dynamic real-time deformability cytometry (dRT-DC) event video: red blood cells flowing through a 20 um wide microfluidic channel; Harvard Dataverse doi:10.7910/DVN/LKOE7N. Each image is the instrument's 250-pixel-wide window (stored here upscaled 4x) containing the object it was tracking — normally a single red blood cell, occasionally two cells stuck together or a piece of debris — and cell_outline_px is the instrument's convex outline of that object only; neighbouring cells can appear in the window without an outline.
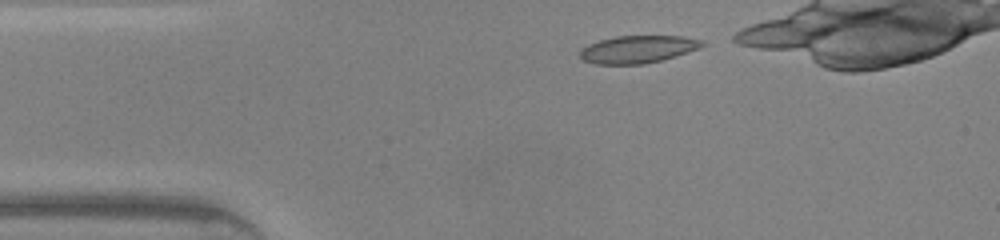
{"species": "common noctule bat (a hibernating species)", "species_latin": "Nyctalus noctula", "temperature_condition": "warm", "stored_images_in_passage": 12, "camera_frame_rate_fps": 3000, "um_per_image_px": 0.085, "animal": {"sex": "male", "body_mass_g": 20.0, "forearm_length_mm": 53.3}, "frame": {"image": 1, "passage_image": 1, "time_ms": 0.0, "image_size_px": [1000, 240], "cell_outline_px": [[704, 44], [700, 48], [660, 60], [644, 64], [596, 64], [584, 60], [580, 56], [580, 48], [588, 44], [600, 40], [616, 36], [684, 36], [704, 40]], "centroid_in_image_um": [54.2, 4.18], "position_along_channel_um": 30.8, "area_um2": 19.48}}
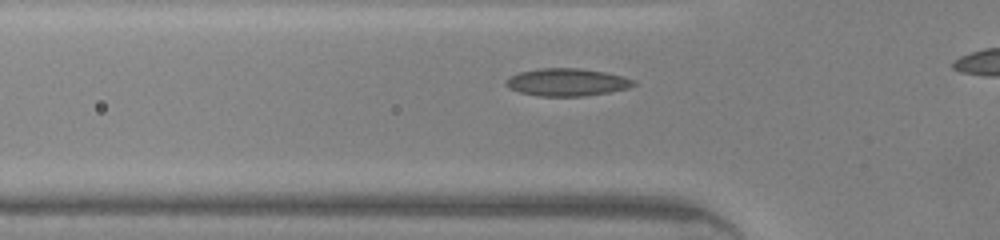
{"frame": {"image": 2, "passage_image": 7, "time_ms": 2.0, "image_size_px": [1000, 240], "cell_outline_px": [[636, 84], [628, 88], [608, 92], [584, 96], [536, 96], [520, 92], [508, 88], [504, 84], [504, 80], [508, 76], [520, 72], [540, 68], [580, 68], [604, 72], [624, 76], [636, 80]], "centroid_in_image_um": [48.16, 6.98], "position_along_channel_um": 77.6, "area_um2": 20.69}}
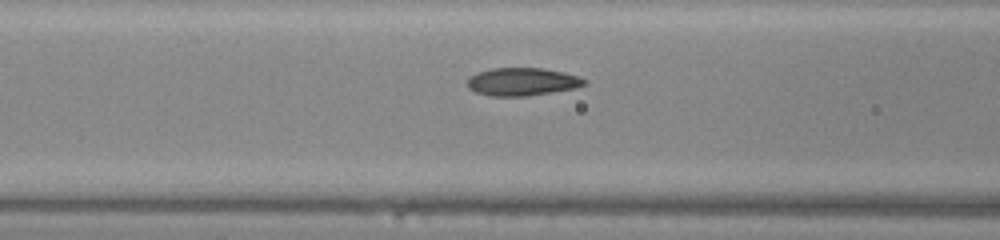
{"frame": {"image": 3, "passage_image": 10, "time_ms": 3.0, "image_size_px": [1000, 240], "cell_outline_px": [[588, 84], [576, 88], [528, 96], [492, 96], [476, 92], [468, 88], [468, 76], [476, 72], [492, 68], [544, 68], [564, 72], [588, 80]], "centroid_in_image_um": [44.4, 6.94], "position_along_channel_um": 122.2, "area_um2": 19.19}}